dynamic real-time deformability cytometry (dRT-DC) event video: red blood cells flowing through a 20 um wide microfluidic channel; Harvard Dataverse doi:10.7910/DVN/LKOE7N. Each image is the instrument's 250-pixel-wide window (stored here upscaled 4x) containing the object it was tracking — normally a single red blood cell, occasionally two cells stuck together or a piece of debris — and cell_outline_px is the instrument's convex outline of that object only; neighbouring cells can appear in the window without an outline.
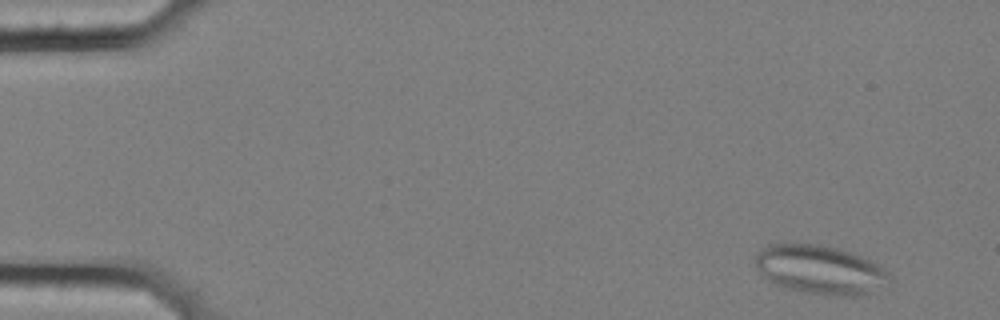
{"species": "common noctule bat (a hibernating species)", "species_latin": "Nyctalus noctula", "temperature_condition": "cold", "stored_images_in_passage": 55, "segment_of_instrument_passage": [1, 2], "camera_frame_rate_fps": 3000, "um_per_image_px": 0.085, "animal": {"sex": "female", "body_mass_g": 25.1}, "frame": {"image": 1, "passage_image": 1, "time_ms": 0.0, "image_size_px": [1000, 320], "cell_outline_px": [[892, 280], [872, 292], [860, 296], [828, 296], [804, 292], [772, 284], [756, 268], [752, 260], [760, 248], [768, 244], [820, 244], [840, 248], [860, 256], [884, 268], [892, 276]], "centroid_in_image_um": [69.68, 22.93], "position_along_channel_um": 15.3, "area_um2": 38.67}}